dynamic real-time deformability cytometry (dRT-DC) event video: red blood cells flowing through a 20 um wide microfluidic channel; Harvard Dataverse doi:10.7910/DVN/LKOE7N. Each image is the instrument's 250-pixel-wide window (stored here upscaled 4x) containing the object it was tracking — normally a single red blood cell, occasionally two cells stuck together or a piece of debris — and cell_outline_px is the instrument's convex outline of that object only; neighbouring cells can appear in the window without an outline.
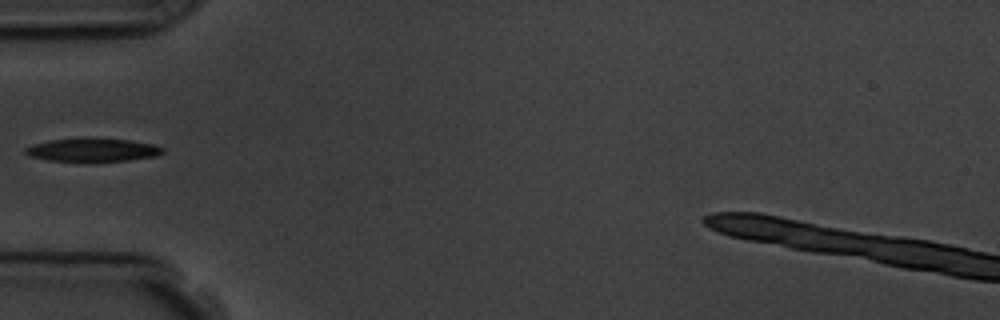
{"species": "common noctule bat (a hibernating species)", "species_latin": "Nyctalus noctula", "temperature_condition": "room temperature", "stored_images_in_passage": 3, "camera_frame_rate_fps": 3000, "um_per_image_px": 0.085, "animal": {"sex": "male", "body_mass_g": 19.5, "forearm_length_mm": 54.6}, "frame": {"image": 1, "passage_image": 2, "time_ms": 1.333, "image_size_px": [1000, 320], "cell_outline_px": [[164, 152], [156, 156], [128, 160], [92, 164], [48, 160], [28, 156], [24, 152], [24, 148], [32, 144], [48, 140], [128, 140], [156, 144], [164, 148]], "centroid_in_image_um": [7.86, 12.81], "position_along_channel_um": 77.1, "area_um2": 18.84}}